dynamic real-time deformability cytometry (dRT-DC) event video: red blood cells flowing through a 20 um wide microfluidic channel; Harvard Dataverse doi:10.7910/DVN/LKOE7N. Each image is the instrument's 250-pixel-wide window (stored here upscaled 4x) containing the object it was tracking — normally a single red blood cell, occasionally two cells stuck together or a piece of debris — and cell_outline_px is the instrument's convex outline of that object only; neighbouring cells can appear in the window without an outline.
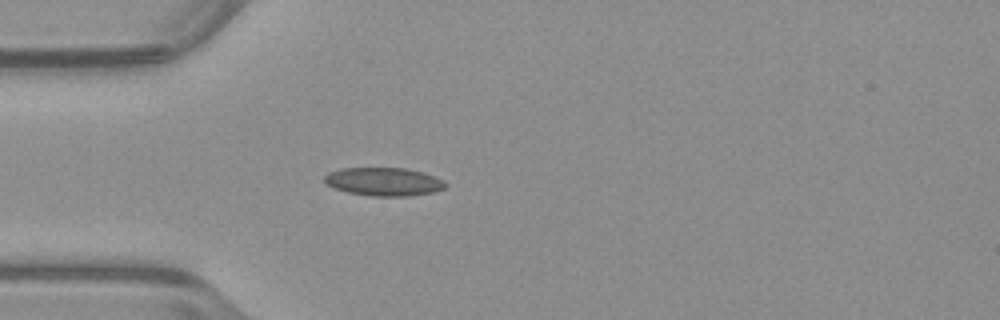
{"species": "common noctule bat (a hibernating species)", "species_latin": "Nyctalus noctula", "temperature_condition": "warm", "stored_images_in_passage": 38, "camera_frame_rate_fps": 3000, "um_per_image_px": 0.085, "animal": {"sex": "male", "body_mass_g": 23.1, "forearm_length_mm": 52.7}, "frame": {"image": 1, "passage_image": 1, "time_ms": 0.0, "image_size_px": [1000, 320], "cell_outline_px": [[448, 184], [444, 188], [432, 192], [408, 196], [368, 196], [348, 192], [336, 188], [328, 184], [324, 180], [324, 176], [328, 172], [340, 168], [408, 168], [444, 180]], "centroid_in_image_um": [32.61, 15.44], "position_along_channel_um": 52.4, "area_um2": 19.83}}
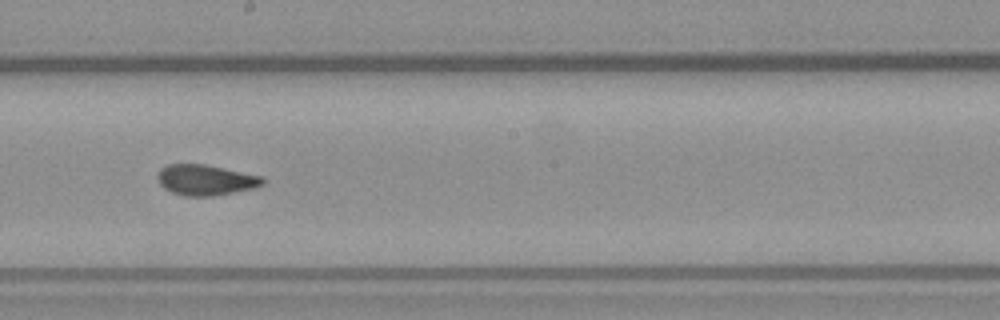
{"frame": {"image": 2, "passage_image": 15, "time_ms": 4.667, "image_size_px": [1000, 320], "cell_outline_px": [[264, 184], [256, 188], [216, 196], [184, 196], [172, 192], [164, 188], [160, 184], [156, 176], [160, 168], [168, 164], [204, 164], [264, 176]], "centroid_in_image_um": [17.5, 15.3], "position_along_channel_um": 230.7, "area_um2": 19.02}}
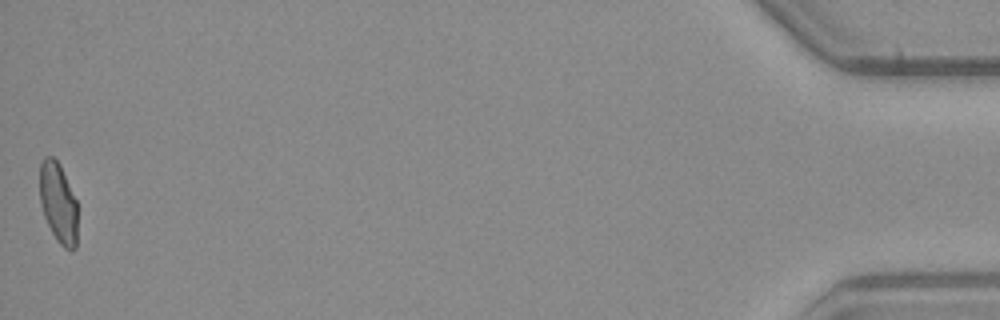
{"frame": {"image": 3, "passage_image": 38, "time_ms": 12.333, "image_size_px": [1000, 320], "cell_outline_px": [[76, 248], [64, 248], [56, 240], [44, 216], [40, 204], [40, 160], [44, 156], [52, 156], [60, 164], [76, 200]], "centroid_in_image_um": [4.93, 17.2], "position_along_channel_um": 430.3, "area_um2": 17.57}, "authors_computed_cell_mechanics": {"area_um2": 18.7272, "velocity_mm_per_s": 3.9713, "shape_relaxation_time_tau1_ms": null, "shape_relaxation_time_tau2_ms": 1.5465, "deformation_change_tau1": null, "deformation_change_tau2": 0.0776}}